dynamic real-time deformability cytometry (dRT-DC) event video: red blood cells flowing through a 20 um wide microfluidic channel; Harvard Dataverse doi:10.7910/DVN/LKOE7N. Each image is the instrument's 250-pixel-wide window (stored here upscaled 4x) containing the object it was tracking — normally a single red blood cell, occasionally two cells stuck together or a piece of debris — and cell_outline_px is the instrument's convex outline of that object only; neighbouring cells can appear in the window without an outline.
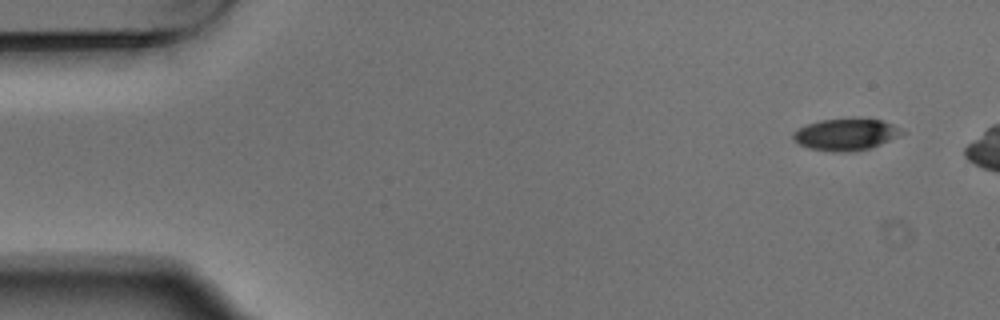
{"species": "Egyptian fruit bat (a non-hibernating species)", "species_latin": "Rousettus aegyptiacus", "temperature_condition": "warm", "stored_images_in_passage": 5, "camera_frame_rate_fps": 3000, "um_per_image_px": 0.085, "animal": {"sex": "male"}, "frame": {"image": 1, "passage_image": 1, "time_ms": 0.0, "image_size_px": [1000, 320], "cell_outline_px": [[904, 132], [880, 144], [868, 148], [848, 152], [844, 152], [808, 148], [792, 140], [792, 132], [796, 128], [820, 120], [852, 116], [880, 120], [892, 124]], "centroid_in_image_um": [71.82, 11.38], "position_along_channel_um": 13.2, "area_um2": 20.23}}